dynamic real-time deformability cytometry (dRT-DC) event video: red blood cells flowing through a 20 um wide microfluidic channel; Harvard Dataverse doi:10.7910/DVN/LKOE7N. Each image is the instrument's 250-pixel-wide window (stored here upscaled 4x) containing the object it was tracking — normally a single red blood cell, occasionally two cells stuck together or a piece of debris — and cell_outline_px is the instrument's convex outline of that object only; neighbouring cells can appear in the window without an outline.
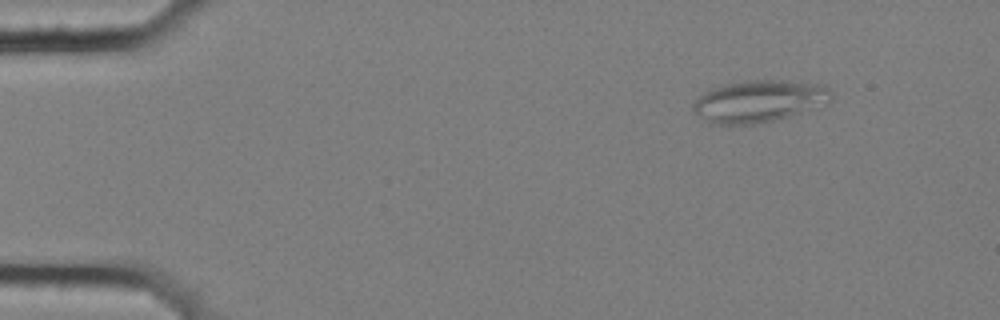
{"species": "common noctule bat (a hibernating species)", "species_latin": "Nyctalus noctula", "temperature_condition": "cold", "stored_images_in_passage": 6, "camera_frame_rate_fps": 3000, "um_per_image_px": 0.085, "animal": {"sex": "female", "body_mass_g": 25.1}, "frame": {"image": 1, "passage_image": 6, "time_ms": 1.667, "image_size_px": [1000, 320], "cell_outline_px": [[832, 100], [788, 116], [772, 120], [752, 124], [708, 124], [692, 108], [692, 104], [708, 88], [724, 84], [748, 80], [776, 80], [820, 84], [828, 88], [832, 92]], "centroid_in_image_um": [64.45, 8.59], "position_along_channel_um": 20.6, "area_um2": 33.35}}